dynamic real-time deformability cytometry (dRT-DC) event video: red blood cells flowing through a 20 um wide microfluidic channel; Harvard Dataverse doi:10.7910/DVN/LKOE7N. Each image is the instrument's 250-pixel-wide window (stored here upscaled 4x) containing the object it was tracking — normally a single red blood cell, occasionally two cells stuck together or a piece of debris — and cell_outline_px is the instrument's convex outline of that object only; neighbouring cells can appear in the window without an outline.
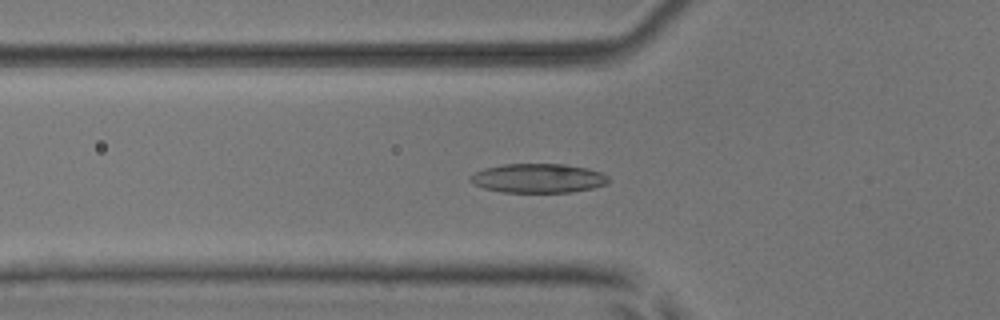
{"species": "common noctule bat (a hibernating species)", "species_latin": "Nyctalus noctula", "temperature_condition": "room temperature", "stored_images_in_passage": 55, "camera_frame_rate_fps": 3000, "um_per_image_px": 0.085, "animal": {"sex": "male", "body_mass_g": 17.9, "forearm_length_mm": 54.2}, "frame": {"image": 1, "passage_image": 20, "time_ms": 6.333, "image_size_px": [1000, 320], "cell_outline_px": [[608, 184], [592, 188], [572, 192], [504, 192], [484, 188], [468, 180], [476, 172], [484, 168], [504, 164], [564, 164], [588, 168], [600, 172], [608, 176]], "centroid_in_image_um": [45.78, 15.15], "position_along_channel_um": 80.0, "area_um2": 23.35}}
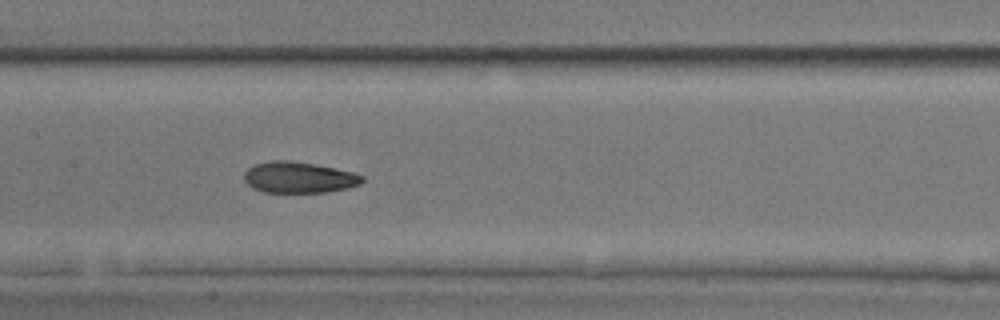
{"frame": {"image": 2, "passage_image": 28, "time_ms": 9.0, "image_size_px": [1000, 320], "cell_outline_px": [[364, 180], [360, 184], [348, 188], [324, 192], [264, 192], [252, 188], [244, 180], [244, 172], [248, 168], [256, 164], [272, 160], [288, 160], [312, 164], [352, 172], [364, 176]], "centroid_in_image_um": [25.38, 15.08], "position_along_channel_um": 182.0, "area_um2": 21.21}}
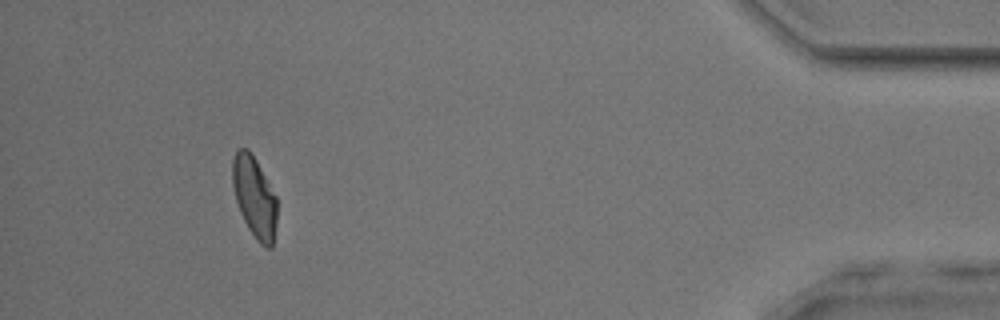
{"frame": {"image": 3, "passage_image": 51, "time_ms": 16.667, "image_size_px": [1000, 320], "cell_outline_px": [[276, 224], [272, 248], [264, 248], [256, 240], [248, 228], [240, 212], [236, 200], [232, 184], [232, 160], [236, 152], [240, 148], [248, 148], [256, 160], [276, 196]], "centroid_in_image_um": [21.62, 16.77], "position_along_channel_um": 413.6, "area_um2": 20.98}, "authors_computed_cell_mechanics": {"area_um2": 21.9062, "velocity_mm_per_s": 3.8147, "shape_relaxation_time_tau1_ms": 5.3444, "shape_relaxation_time_tau2_ms": 2.3356, "deformation_change_tau1": 0.1559, "deformation_change_tau2": 0.0826}}